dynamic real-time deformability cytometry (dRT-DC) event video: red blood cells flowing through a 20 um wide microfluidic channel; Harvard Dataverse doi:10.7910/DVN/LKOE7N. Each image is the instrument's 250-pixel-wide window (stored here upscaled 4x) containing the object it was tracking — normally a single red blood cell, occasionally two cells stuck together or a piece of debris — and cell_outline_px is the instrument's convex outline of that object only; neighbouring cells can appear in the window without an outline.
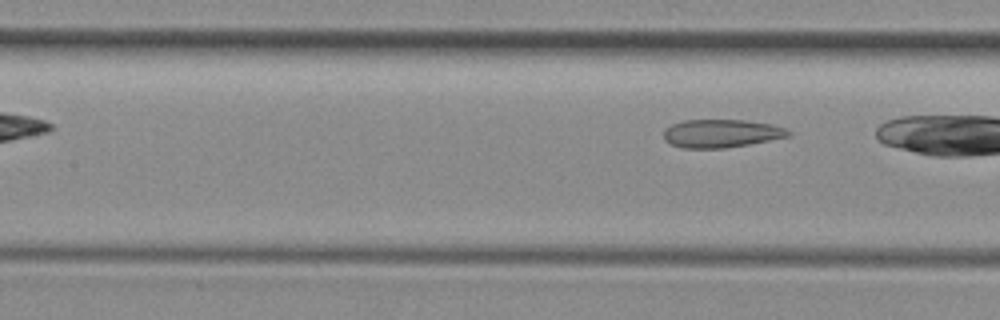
{"species": "common noctule bat (a hibernating species)", "species_latin": "Nyctalus noctula", "temperature_condition": "room temperature", "stored_images_in_passage": 5, "camera_frame_rate_fps": 3000, "um_per_image_px": 0.085, "animal": {"sex": "female", "body_mass_g": 29.2, "forearm_length_mm": 56.3}, "frame": {"image": 1, "passage_image": 5, "time_ms": 1.333, "image_size_px": [1000, 320], "cell_outline_px": [[792, 132], [788, 136], [748, 144], [724, 148], [684, 148], [672, 144], [664, 140], [664, 128], [672, 124], [684, 120], [744, 120], [772, 124], [784, 128]], "centroid_in_image_um": [61.27, 11.33], "position_along_channel_um": 146.1, "area_um2": 20.29}}